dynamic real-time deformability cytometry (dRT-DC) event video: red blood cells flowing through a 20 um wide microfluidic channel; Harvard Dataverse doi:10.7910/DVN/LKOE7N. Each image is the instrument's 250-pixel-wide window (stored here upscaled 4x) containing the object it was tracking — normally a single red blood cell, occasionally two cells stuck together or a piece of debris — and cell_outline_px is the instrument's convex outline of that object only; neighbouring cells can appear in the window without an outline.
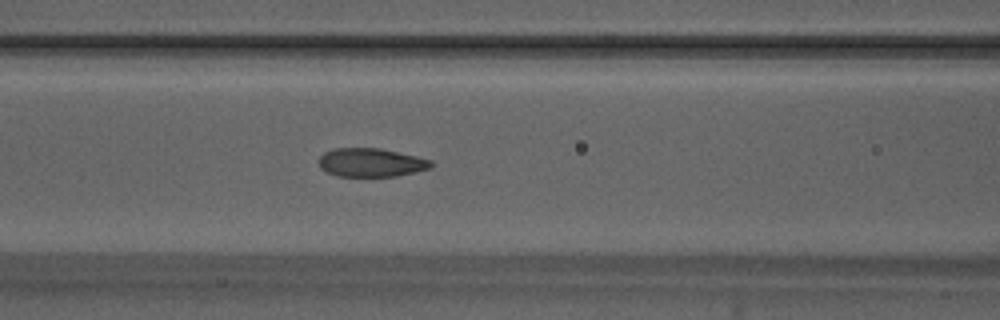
{"species": "Egyptian fruit bat (a non-hibernating species)", "species_latin": "Rousettus aegyptiacus", "temperature_condition": "warm", "stored_images_in_passage": 55, "camera_frame_rate_fps": 3000, "um_per_image_px": 0.085, "animal": {"sex": "male"}, "frame": {"image": 1, "passage_image": 23, "time_ms": 7.333, "image_size_px": [1000, 320], "cell_outline_px": [[436, 164], [432, 168], [396, 176], [336, 176], [320, 168], [316, 160], [324, 152], [332, 148], [380, 148], [416, 156], [432, 160]], "centroid_in_image_um": [31.53, 13.81], "position_along_channel_um": 135.1, "area_um2": 18.96}}
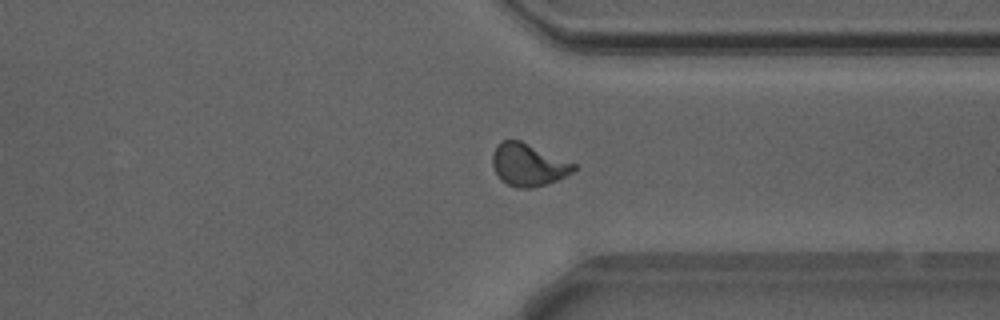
{"frame": {"image": 2, "passage_image": 41, "time_ms": 13.333, "image_size_px": [1000, 320], "cell_outline_px": [[576, 168], [572, 172], [556, 180], [532, 188], [520, 188], [508, 184], [500, 180], [492, 164], [492, 156], [496, 144], [500, 140], [520, 140], [576, 164]], "centroid_in_image_um": [44.87, 13.99], "position_along_channel_um": 366.5, "area_um2": 19.88}}
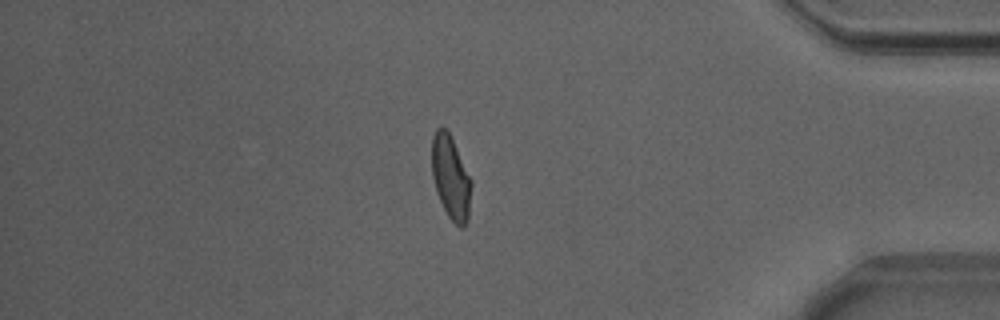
{"frame": {"image": 3, "passage_image": 46, "time_ms": 15.0, "image_size_px": [1000, 320], "cell_outline_px": [[472, 184], [468, 220], [464, 228], [460, 228], [448, 216], [436, 192], [432, 176], [432, 136], [436, 128], [440, 124], [448, 132], [472, 180]], "centroid_in_image_um": [38.31, 15.1], "position_along_channel_um": 396.9, "area_um2": 19.25}, "authors_computed_cell_mechanics": {"area_um2": 19.4786, "velocity_mm_per_s": 3.8672, "shape_relaxation_time_tau1_ms": 4.8998, "shape_relaxation_time_tau2_ms": 0.9583, "deformation_change_tau1": 0.1583, "deformation_change_tau2": 0.0595}}